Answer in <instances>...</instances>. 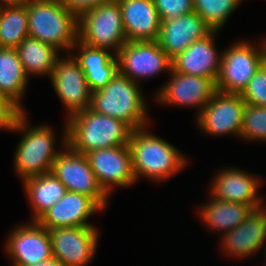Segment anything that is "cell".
I'll return each mask as SVG.
<instances>
[{"instance_id":"cell-35","label":"cell","mask_w":266,"mask_h":266,"mask_svg":"<svg viewBox=\"0 0 266 266\" xmlns=\"http://www.w3.org/2000/svg\"><path fill=\"white\" fill-rule=\"evenodd\" d=\"M29 0H0V7L2 6H21L25 5Z\"/></svg>"},{"instance_id":"cell-13","label":"cell","mask_w":266,"mask_h":266,"mask_svg":"<svg viewBox=\"0 0 266 266\" xmlns=\"http://www.w3.org/2000/svg\"><path fill=\"white\" fill-rule=\"evenodd\" d=\"M155 93L161 105L197 108L195 118L217 92L216 81L201 76L170 72V79Z\"/></svg>"},{"instance_id":"cell-20","label":"cell","mask_w":266,"mask_h":266,"mask_svg":"<svg viewBox=\"0 0 266 266\" xmlns=\"http://www.w3.org/2000/svg\"><path fill=\"white\" fill-rule=\"evenodd\" d=\"M213 29L192 12L170 20L161 21L158 44L173 59L187 49L195 40L209 35Z\"/></svg>"},{"instance_id":"cell-10","label":"cell","mask_w":266,"mask_h":266,"mask_svg":"<svg viewBox=\"0 0 266 266\" xmlns=\"http://www.w3.org/2000/svg\"><path fill=\"white\" fill-rule=\"evenodd\" d=\"M116 57L119 72L136 83L172 70V59L157 41H127Z\"/></svg>"},{"instance_id":"cell-7","label":"cell","mask_w":266,"mask_h":266,"mask_svg":"<svg viewBox=\"0 0 266 266\" xmlns=\"http://www.w3.org/2000/svg\"><path fill=\"white\" fill-rule=\"evenodd\" d=\"M260 43L240 41L224 49L221 68L216 81L217 91L242 94L249 81L266 61V36Z\"/></svg>"},{"instance_id":"cell-11","label":"cell","mask_w":266,"mask_h":266,"mask_svg":"<svg viewBox=\"0 0 266 266\" xmlns=\"http://www.w3.org/2000/svg\"><path fill=\"white\" fill-rule=\"evenodd\" d=\"M245 106L241 94L217 91L195 118L196 125L204 134L240 138Z\"/></svg>"},{"instance_id":"cell-5","label":"cell","mask_w":266,"mask_h":266,"mask_svg":"<svg viewBox=\"0 0 266 266\" xmlns=\"http://www.w3.org/2000/svg\"><path fill=\"white\" fill-rule=\"evenodd\" d=\"M26 112L16 120L12 132H22L14 155V168L22 181L51 172L53 162L61 152L56 150V134L49 125H30Z\"/></svg>"},{"instance_id":"cell-1","label":"cell","mask_w":266,"mask_h":266,"mask_svg":"<svg viewBox=\"0 0 266 266\" xmlns=\"http://www.w3.org/2000/svg\"><path fill=\"white\" fill-rule=\"evenodd\" d=\"M142 128L133 130L128 144L136 182L140 178L162 182L184 170L188 158L173 144Z\"/></svg>"},{"instance_id":"cell-22","label":"cell","mask_w":266,"mask_h":266,"mask_svg":"<svg viewBox=\"0 0 266 266\" xmlns=\"http://www.w3.org/2000/svg\"><path fill=\"white\" fill-rule=\"evenodd\" d=\"M74 49L77 50L74 58L84 71L92 92L104 88L118 73V59L110 50L91 47L79 40L76 41L73 51Z\"/></svg>"},{"instance_id":"cell-18","label":"cell","mask_w":266,"mask_h":266,"mask_svg":"<svg viewBox=\"0 0 266 266\" xmlns=\"http://www.w3.org/2000/svg\"><path fill=\"white\" fill-rule=\"evenodd\" d=\"M221 237L220 246L226 255L237 260L257 255L266 242V206L253 209L238 227Z\"/></svg>"},{"instance_id":"cell-27","label":"cell","mask_w":266,"mask_h":266,"mask_svg":"<svg viewBox=\"0 0 266 266\" xmlns=\"http://www.w3.org/2000/svg\"><path fill=\"white\" fill-rule=\"evenodd\" d=\"M28 36L26 4L0 7V47L15 49Z\"/></svg>"},{"instance_id":"cell-36","label":"cell","mask_w":266,"mask_h":266,"mask_svg":"<svg viewBox=\"0 0 266 266\" xmlns=\"http://www.w3.org/2000/svg\"><path fill=\"white\" fill-rule=\"evenodd\" d=\"M30 266H63L55 257Z\"/></svg>"},{"instance_id":"cell-12","label":"cell","mask_w":266,"mask_h":266,"mask_svg":"<svg viewBox=\"0 0 266 266\" xmlns=\"http://www.w3.org/2000/svg\"><path fill=\"white\" fill-rule=\"evenodd\" d=\"M48 232L52 256L63 266H86L95 258L100 238L97 227H63Z\"/></svg>"},{"instance_id":"cell-31","label":"cell","mask_w":266,"mask_h":266,"mask_svg":"<svg viewBox=\"0 0 266 266\" xmlns=\"http://www.w3.org/2000/svg\"><path fill=\"white\" fill-rule=\"evenodd\" d=\"M161 21L194 12L193 0H153Z\"/></svg>"},{"instance_id":"cell-4","label":"cell","mask_w":266,"mask_h":266,"mask_svg":"<svg viewBox=\"0 0 266 266\" xmlns=\"http://www.w3.org/2000/svg\"><path fill=\"white\" fill-rule=\"evenodd\" d=\"M28 35L57 50L70 53L78 40V16L59 0H29L26 3Z\"/></svg>"},{"instance_id":"cell-9","label":"cell","mask_w":266,"mask_h":266,"mask_svg":"<svg viewBox=\"0 0 266 266\" xmlns=\"http://www.w3.org/2000/svg\"><path fill=\"white\" fill-rule=\"evenodd\" d=\"M59 56L51 73L50 81L54 91L66 108L68 117L90 108L92 91L86 81L84 71L73 54Z\"/></svg>"},{"instance_id":"cell-30","label":"cell","mask_w":266,"mask_h":266,"mask_svg":"<svg viewBox=\"0 0 266 266\" xmlns=\"http://www.w3.org/2000/svg\"><path fill=\"white\" fill-rule=\"evenodd\" d=\"M241 96L247 104L266 107V61L255 72Z\"/></svg>"},{"instance_id":"cell-19","label":"cell","mask_w":266,"mask_h":266,"mask_svg":"<svg viewBox=\"0 0 266 266\" xmlns=\"http://www.w3.org/2000/svg\"><path fill=\"white\" fill-rule=\"evenodd\" d=\"M216 35H218V31L213 30L206 37L195 40L184 52L172 59V70L217 81L222 52H217Z\"/></svg>"},{"instance_id":"cell-17","label":"cell","mask_w":266,"mask_h":266,"mask_svg":"<svg viewBox=\"0 0 266 266\" xmlns=\"http://www.w3.org/2000/svg\"><path fill=\"white\" fill-rule=\"evenodd\" d=\"M103 210L92 197L82 193L67 191L36 222L47 230L63 227L93 226L88 221L89 217Z\"/></svg>"},{"instance_id":"cell-23","label":"cell","mask_w":266,"mask_h":266,"mask_svg":"<svg viewBox=\"0 0 266 266\" xmlns=\"http://www.w3.org/2000/svg\"><path fill=\"white\" fill-rule=\"evenodd\" d=\"M22 183L33 211L31 221H36L67 193L64 184L52 172L26 178Z\"/></svg>"},{"instance_id":"cell-32","label":"cell","mask_w":266,"mask_h":266,"mask_svg":"<svg viewBox=\"0 0 266 266\" xmlns=\"http://www.w3.org/2000/svg\"><path fill=\"white\" fill-rule=\"evenodd\" d=\"M69 11L79 16L82 12L94 8L109 0H59Z\"/></svg>"},{"instance_id":"cell-16","label":"cell","mask_w":266,"mask_h":266,"mask_svg":"<svg viewBox=\"0 0 266 266\" xmlns=\"http://www.w3.org/2000/svg\"><path fill=\"white\" fill-rule=\"evenodd\" d=\"M262 180L236 167L220 169L210 184V195L219 200L247 204L253 209L262 207L263 196L259 195ZM260 196V197H259Z\"/></svg>"},{"instance_id":"cell-26","label":"cell","mask_w":266,"mask_h":266,"mask_svg":"<svg viewBox=\"0 0 266 266\" xmlns=\"http://www.w3.org/2000/svg\"><path fill=\"white\" fill-rule=\"evenodd\" d=\"M24 72L32 76H51L56 60L60 56L54 46L28 36L16 48Z\"/></svg>"},{"instance_id":"cell-33","label":"cell","mask_w":266,"mask_h":266,"mask_svg":"<svg viewBox=\"0 0 266 266\" xmlns=\"http://www.w3.org/2000/svg\"><path fill=\"white\" fill-rule=\"evenodd\" d=\"M22 113L20 109H0V129L12 132L17 118Z\"/></svg>"},{"instance_id":"cell-2","label":"cell","mask_w":266,"mask_h":266,"mask_svg":"<svg viewBox=\"0 0 266 266\" xmlns=\"http://www.w3.org/2000/svg\"><path fill=\"white\" fill-rule=\"evenodd\" d=\"M66 124L67 145L84 155L97 149L128 145L133 132L125 122L91 108L70 117Z\"/></svg>"},{"instance_id":"cell-3","label":"cell","mask_w":266,"mask_h":266,"mask_svg":"<svg viewBox=\"0 0 266 266\" xmlns=\"http://www.w3.org/2000/svg\"><path fill=\"white\" fill-rule=\"evenodd\" d=\"M140 87L118 71L104 88L92 92L90 108L125 122L133 130L148 127V104Z\"/></svg>"},{"instance_id":"cell-28","label":"cell","mask_w":266,"mask_h":266,"mask_svg":"<svg viewBox=\"0 0 266 266\" xmlns=\"http://www.w3.org/2000/svg\"><path fill=\"white\" fill-rule=\"evenodd\" d=\"M243 0H193L194 12L213 29L221 31Z\"/></svg>"},{"instance_id":"cell-24","label":"cell","mask_w":266,"mask_h":266,"mask_svg":"<svg viewBox=\"0 0 266 266\" xmlns=\"http://www.w3.org/2000/svg\"><path fill=\"white\" fill-rule=\"evenodd\" d=\"M209 198V202L197 209V214L207 229L222 232L221 234L238 227L253 210L247 204L219 200L211 195Z\"/></svg>"},{"instance_id":"cell-8","label":"cell","mask_w":266,"mask_h":266,"mask_svg":"<svg viewBox=\"0 0 266 266\" xmlns=\"http://www.w3.org/2000/svg\"><path fill=\"white\" fill-rule=\"evenodd\" d=\"M61 131L63 150L54 160L51 172L64 184L67 191L90 196L105 209L110 197L99 186L86 156L73 151L67 145L66 122Z\"/></svg>"},{"instance_id":"cell-15","label":"cell","mask_w":266,"mask_h":266,"mask_svg":"<svg viewBox=\"0 0 266 266\" xmlns=\"http://www.w3.org/2000/svg\"><path fill=\"white\" fill-rule=\"evenodd\" d=\"M9 233L4 248L13 266H30L53 257L49 232L36 221L13 227Z\"/></svg>"},{"instance_id":"cell-25","label":"cell","mask_w":266,"mask_h":266,"mask_svg":"<svg viewBox=\"0 0 266 266\" xmlns=\"http://www.w3.org/2000/svg\"><path fill=\"white\" fill-rule=\"evenodd\" d=\"M28 81L16 49L0 47V91L22 112H26L22 99Z\"/></svg>"},{"instance_id":"cell-29","label":"cell","mask_w":266,"mask_h":266,"mask_svg":"<svg viewBox=\"0 0 266 266\" xmlns=\"http://www.w3.org/2000/svg\"><path fill=\"white\" fill-rule=\"evenodd\" d=\"M240 138L248 142H266V107L246 103Z\"/></svg>"},{"instance_id":"cell-14","label":"cell","mask_w":266,"mask_h":266,"mask_svg":"<svg viewBox=\"0 0 266 266\" xmlns=\"http://www.w3.org/2000/svg\"><path fill=\"white\" fill-rule=\"evenodd\" d=\"M99 186L110 197L116 187L136 183L128 145L93 150L85 154Z\"/></svg>"},{"instance_id":"cell-21","label":"cell","mask_w":266,"mask_h":266,"mask_svg":"<svg viewBox=\"0 0 266 266\" xmlns=\"http://www.w3.org/2000/svg\"><path fill=\"white\" fill-rule=\"evenodd\" d=\"M127 41H157L161 19L153 0H117Z\"/></svg>"},{"instance_id":"cell-6","label":"cell","mask_w":266,"mask_h":266,"mask_svg":"<svg viewBox=\"0 0 266 266\" xmlns=\"http://www.w3.org/2000/svg\"><path fill=\"white\" fill-rule=\"evenodd\" d=\"M78 40L117 54L127 42L122 12L117 0H109L78 16Z\"/></svg>"},{"instance_id":"cell-34","label":"cell","mask_w":266,"mask_h":266,"mask_svg":"<svg viewBox=\"0 0 266 266\" xmlns=\"http://www.w3.org/2000/svg\"><path fill=\"white\" fill-rule=\"evenodd\" d=\"M0 109H19L6 95L0 91Z\"/></svg>"}]
</instances>
